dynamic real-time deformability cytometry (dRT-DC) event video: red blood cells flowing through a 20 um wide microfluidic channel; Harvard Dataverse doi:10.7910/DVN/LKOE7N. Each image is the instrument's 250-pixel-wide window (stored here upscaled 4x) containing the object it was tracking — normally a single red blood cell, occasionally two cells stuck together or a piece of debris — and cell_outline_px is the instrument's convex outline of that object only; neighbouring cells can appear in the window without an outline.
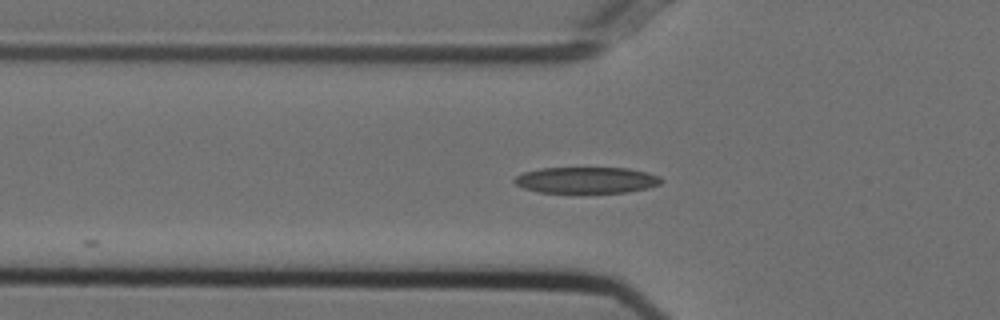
{"species": "Egyptian fruit bat (a non-hibernating species)", "species_latin": "Rousettus aegyptiacus", "temperature_condition": "cold", "stored_images_in_passage": 20, "camera_frame_rate_fps": 3000, "um_per_image_px": 0.085, "animal": {"sex": "female"}, "frame": {"image": 1, "passage_image": 3, "time_ms": 0.667, "image_size_px": [1000, 320], "cell_outline_px": [[664, 180], [660, 184], [648, 188], [628, 192], [540, 192], [524, 188], [516, 184], [512, 180], [516, 176], [524, 172], [540, 168], [628, 168], [648, 172], [660, 176]], "centroid_in_image_um": [49.88, 15.3], "position_along_channel_um": 75.9, "area_um2": 22.43}}
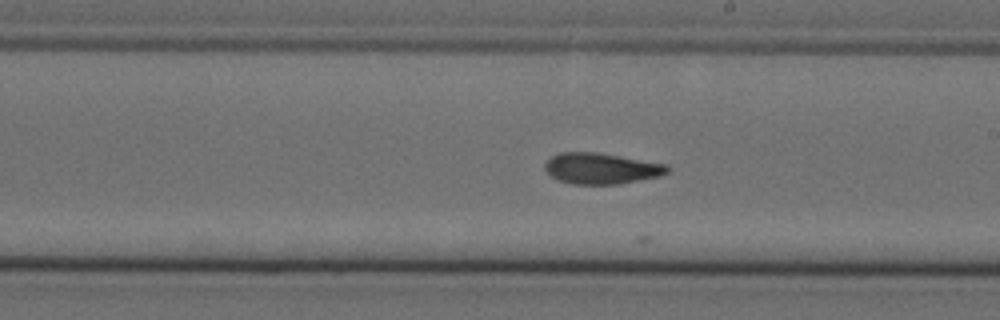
{"frame": {"image": 2, "passage_image": 16, "time_ms": 5.0, "image_size_px": [1000, 320], "cell_outline_px": [[672, 168], [668, 172], [660, 176], [620, 184], [572, 184], [556, 180], [544, 168], [544, 164], [552, 156], [560, 152], [596, 152], [668, 164]], "centroid_in_image_um": [51.13, 14.32], "position_along_channel_um": 237.9, "area_um2": 22.25}}
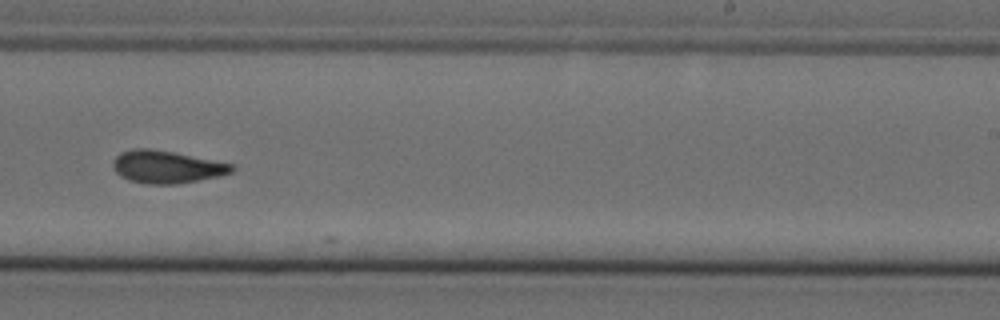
{"frame": {"image": 3, "passage_image": 19, "time_ms": 6.0, "image_size_px": [1000, 320], "cell_outline_px": [[236, 168], [232, 172], [220, 176], [176, 184], [144, 184], [128, 180], [120, 176], [116, 172], [112, 164], [112, 160], [120, 152], [132, 148], [148, 148], [172, 152], [236, 164]], "centroid_in_image_um": [14.16, 14.18], "position_along_channel_um": 274.8, "area_um2": 22.77}}